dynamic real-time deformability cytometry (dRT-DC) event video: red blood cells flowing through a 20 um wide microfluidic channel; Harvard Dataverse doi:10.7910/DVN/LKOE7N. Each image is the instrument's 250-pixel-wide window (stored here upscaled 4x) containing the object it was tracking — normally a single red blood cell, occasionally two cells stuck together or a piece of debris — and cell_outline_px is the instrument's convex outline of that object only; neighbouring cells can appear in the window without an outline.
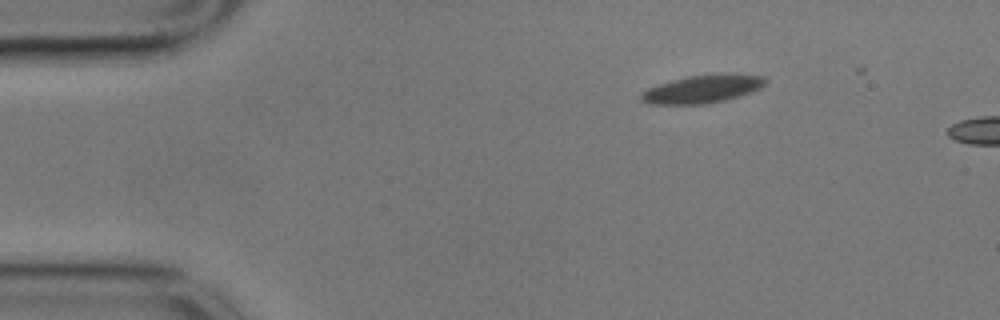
{"species": "common noctule bat (a hibernating species)", "species_latin": "Nyctalus noctula", "temperature_condition": "cold", "stored_images_in_passage": 5, "camera_frame_rate_fps": 3000, "um_per_image_px": 0.085, "animal": {"sex": "male", "body_mass_g": 17.9}, "frame": {"image": 1, "passage_image": 1, "time_ms": 0.0, "image_size_px": [1000, 320], "cell_outline_px": [[768, 80], [760, 88], [752, 92], [724, 100], [704, 104], [648, 104], [640, 100], [640, 92], [648, 88], [672, 80], [688, 76], [732, 72], [760, 76]], "centroid_in_image_um": [59.71, 7.55], "position_along_channel_um": 25.3, "area_um2": 20.4}}